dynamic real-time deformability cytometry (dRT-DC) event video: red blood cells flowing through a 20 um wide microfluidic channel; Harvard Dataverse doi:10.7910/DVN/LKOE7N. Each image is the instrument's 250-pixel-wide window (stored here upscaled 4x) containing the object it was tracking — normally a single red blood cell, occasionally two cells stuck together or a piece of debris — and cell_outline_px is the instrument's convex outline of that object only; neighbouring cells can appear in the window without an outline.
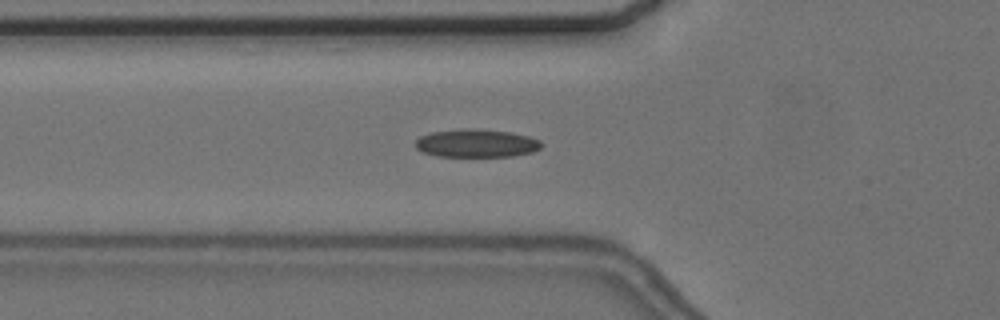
{"species": "common noctule bat (a hibernating species)", "species_latin": "Nyctalus noctula", "temperature_condition": "cold", "stored_images_in_passage": 39, "camera_frame_rate_fps": 3000, "um_per_image_px": 0.085, "animal": {"sex": "female", "body_mass_g": 24.6, "forearm_length_mm": 56.2}, "frame": {"image": 1, "passage_image": 3, "time_ms": 0.667, "image_size_px": [1000, 320], "cell_outline_px": [[544, 144], [540, 148], [532, 152], [512, 156], [436, 156], [424, 152], [416, 148], [416, 140], [420, 136], [432, 132], [464, 128], [472, 128], [512, 132], [528, 136], [540, 140]], "centroid_in_image_um": [40.52, 12.17], "position_along_channel_um": 85.3, "area_um2": 20.63}}
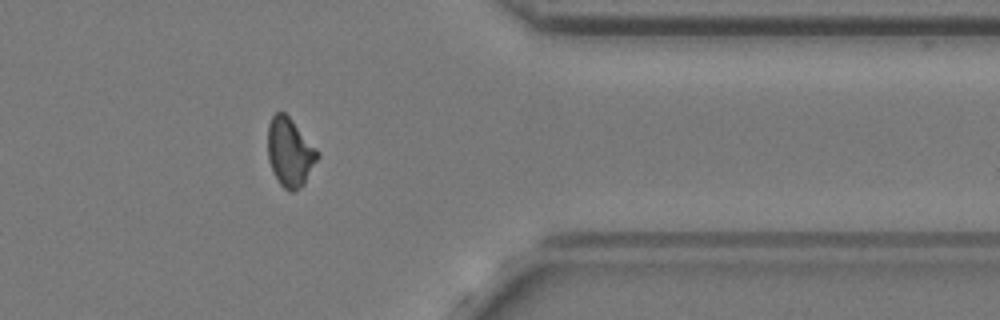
{"frame": {"image": 2, "passage_image": 29, "time_ms": 9.333, "image_size_px": [1000, 320], "cell_outline_px": [[320, 156], [304, 184], [300, 188], [292, 192], [288, 192], [280, 184], [272, 172], [268, 160], [268, 124], [272, 116], [276, 112], [284, 112], [292, 120], [320, 152]], "centroid_in_image_um": [24.64, 12.96], "position_along_channel_um": 386.8, "area_um2": 20.06}}
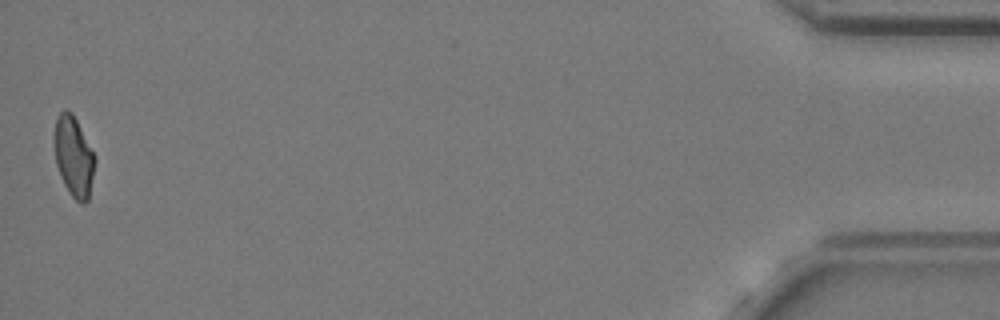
{"frame": {"image": 3, "passage_image": 39, "time_ms": 12.667, "image_size_px": [1000, 320], "cell_outline_px": [[96, 160], [88, 200], [84, 204], [80, 204], [72, 196], [64, 184], [60, 176], [56, 164], [52, 140], [52, 136], [56, 116], [64, 108], [72, 112], [96, 156]], "centroid_in_image_um": [6.23, 13.26], "position_along_channel_um": 429.0, "area_um2": 19.48}, "authors_computed_cell_mechanics": {"area_um2": 19.941, "velocity_mm_per_s": 3.6307, "shape_relaxation_time_tau1_ms": 6.9669, "shape_relaxation_time_tau2_ms": 4.3314, "deformation_change_tau1": 0.1549, "deformation_change_tau2": 0.084}}